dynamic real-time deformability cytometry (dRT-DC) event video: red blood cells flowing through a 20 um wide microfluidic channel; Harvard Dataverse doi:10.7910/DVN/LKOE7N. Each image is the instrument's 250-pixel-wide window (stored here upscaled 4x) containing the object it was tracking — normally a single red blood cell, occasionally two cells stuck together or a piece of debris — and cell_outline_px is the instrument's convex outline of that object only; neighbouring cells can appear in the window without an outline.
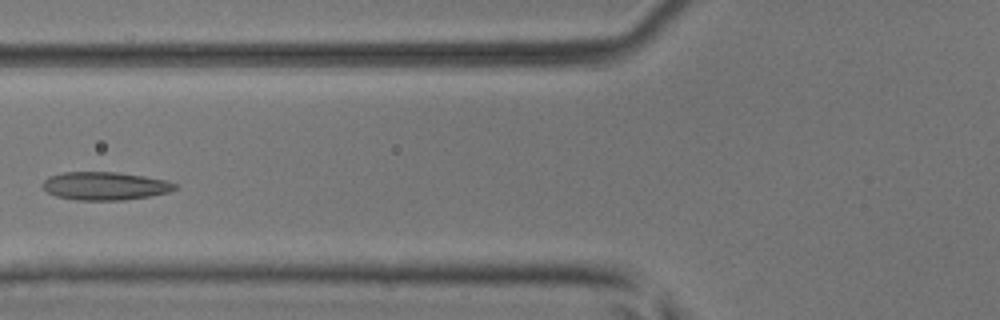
{"species": "common noctule bat (a hibernating species)", "species_latin": "Nyctalus noctula", "temperature_condition": "room temperature", "stored_images_in_passage": 5, "camera_frame_rate_fps": 3000, "um_per_image_px": 0.085, "animal": {"sex": "male", "body_mass_g": 17.9, "forearm_length_mm": 54.2}, "frame": {"image": 1, "passage_image": 5, "time_ms": 1.333, "image_size_px": [1000, 320], "cell_outline_px": [[176, 188], [168, 192], [148, 196], [124, 200], [76, 200], [56, 196], [48, 192], [44, 188], [44, 180], [48, 176], [64, 172], [116, 172], [144, 176], [168, 180], [176, 184]], "centroid_in_image_um": [8.93, 15.8], "position_along_channel_um": 116.9, "area_um2": 21.56}}